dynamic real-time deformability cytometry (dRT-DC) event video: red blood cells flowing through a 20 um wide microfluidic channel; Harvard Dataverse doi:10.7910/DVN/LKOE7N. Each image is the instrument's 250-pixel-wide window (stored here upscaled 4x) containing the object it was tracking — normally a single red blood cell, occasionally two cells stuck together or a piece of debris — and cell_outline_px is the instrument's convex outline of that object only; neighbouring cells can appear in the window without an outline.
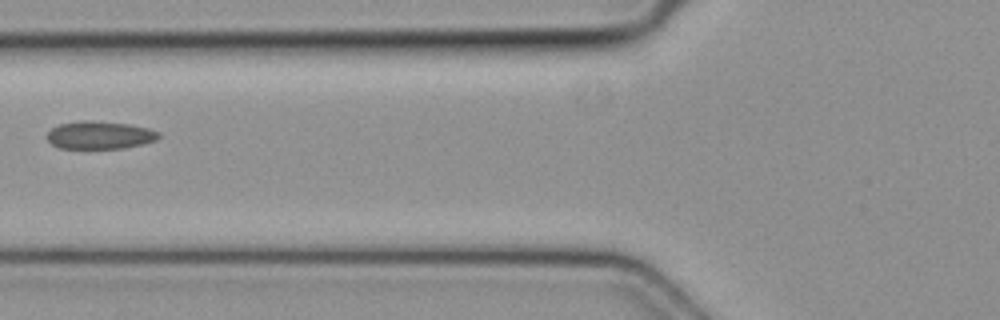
{"species": "common noctule bat (a hibernating species)", "species_latin": "Nyctalus noctula", "temperature_condition": "cold", "stored_images_in_passage": 5, "camera_frame_rate_fps": 3000, "um_per_image_px": 0.085, "animal": {"sex": "female", "body_mass_g": 19.3, "forearm_length_mm": 54.1}, "frame": {"image": 1, "passage_image": 5, "time_ms": 1.333, "image_size_px": [1000, 320], "cell_outline_px": [[160, 136], [156, 140], [124, 148], [60, 148], [52, 144], [48, 140], [48, 132], [52, 128], [60, 124], [84, 120], [88, 120], [128, 124], [148, 128], [160, 132]], "centroid_in_image_um": [8.49, 11.48], "position_along_channel_um": 117.3, "area_um2": 17.86}}